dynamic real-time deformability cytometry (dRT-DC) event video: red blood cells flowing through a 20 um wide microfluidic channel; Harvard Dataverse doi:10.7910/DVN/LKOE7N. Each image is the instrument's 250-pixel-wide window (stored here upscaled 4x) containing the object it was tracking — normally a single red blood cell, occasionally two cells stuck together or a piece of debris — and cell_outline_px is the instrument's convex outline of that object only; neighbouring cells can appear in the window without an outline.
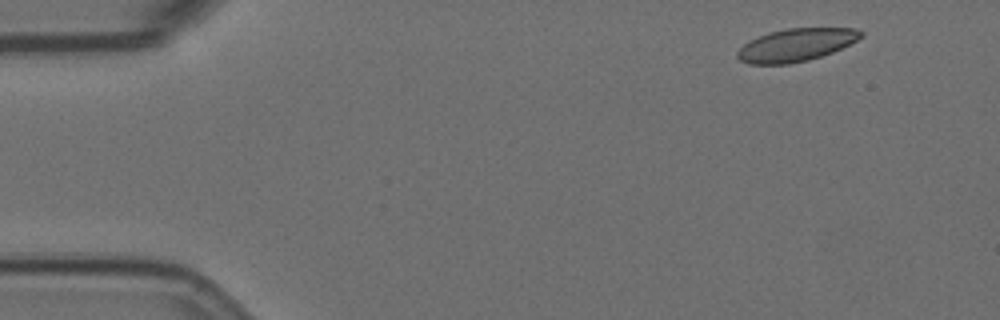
{"species": "Egyptian fruit bat (a non-hibernating species)", "species_latin": "Rousettus aegyptiacus", "temperature_condition": "room temperature", "stored_images_in_passage": 4, "camera_frame_rate_fps": 3000, "um_per_image_px": 0.085, "animal": {"sex": "female"}, "frame": {"image": 1, "passage_image": 1, "time_ms": 0.0, "image_size_px": [1000, 320], "cell_outline_px": [[864, 36], [832, 52], [808, 60], [788, 64], [748, 64], [740, 60], [736, 56], [736, 52], [748, 40], [768, 32], [788, 28], [856, 28], [864, 32]], "centroid_in_image_um": [67.63, 3.81], "position_along_channel_um": 17.4, "area_um2": 23.58}}
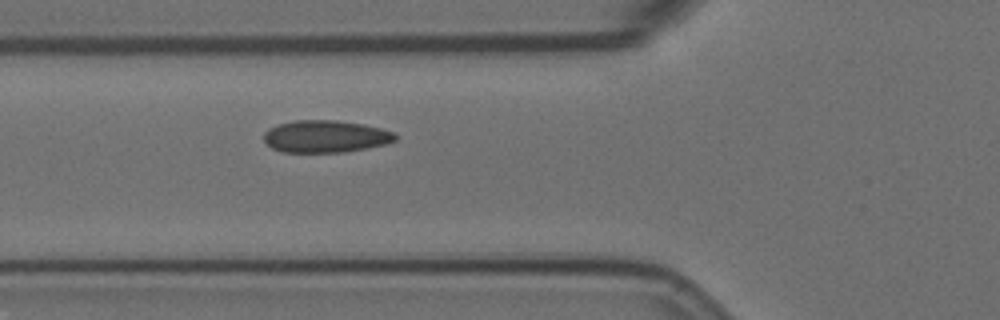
{"frame": {"image": 2, "passage_image": 4, "time_ms": 5.0, "image_size_px": [1000, 320], "cell_outline_px": [[396, 140], [384, 144], [344, 152], [280, 152], [272, 148], [264, 140], [264, 132], [268, 128], [276, 124], [292, 120], [336, 120], [364, 124], [380, 128], [392, 132], [396, 136]], "centroid_in_image_um": [27.61, 11.58], "position_along_channel_um": 98.2, "area_um2": 24.68}}